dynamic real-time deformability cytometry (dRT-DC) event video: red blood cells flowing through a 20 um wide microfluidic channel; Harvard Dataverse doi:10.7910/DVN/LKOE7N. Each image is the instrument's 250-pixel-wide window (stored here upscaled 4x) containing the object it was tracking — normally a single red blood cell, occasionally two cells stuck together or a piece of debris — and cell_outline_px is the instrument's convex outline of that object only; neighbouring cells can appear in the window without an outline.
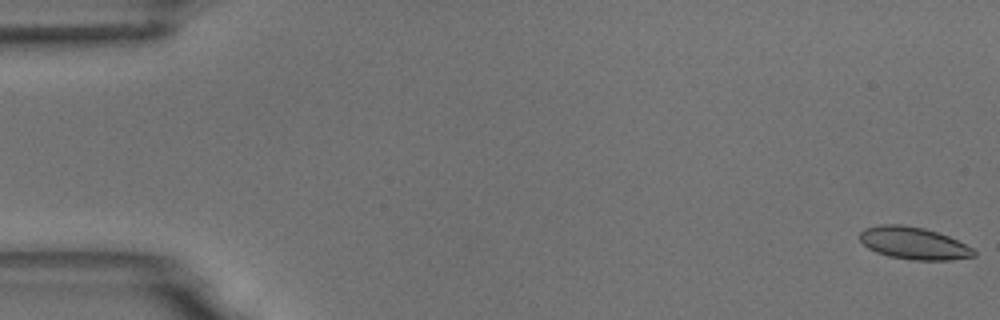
{"species": "common noctule bat (a hibernating species)", "species_latin": "Nyctalus noctula", "temperature_condition": "room temperature", "stored_images_in_passage": 5, "camera_frame_rate_fps": 3000, "um_per_image_px": 0.085, "animal": {"sex": "male", "body_mass_g": 18.8}, "frame": {"image": 1, "passage_image": 1, "time_ms": 0.0, "image_size_px": [1000, 320], "cell_outline_px": [[976, 256], [952, 260], [916, 260], [888, 256], [876, 252], [868, 248], [860, 240], [860, 232], [864, 228], [880, 224], [900, 224], [924, 228], [948, 236], [972, 248], [976, 252]], "centroid_in_image_um": [77.65, 20.67], "position_along_channel_um": 7.4, "area_um2": 21.39}}
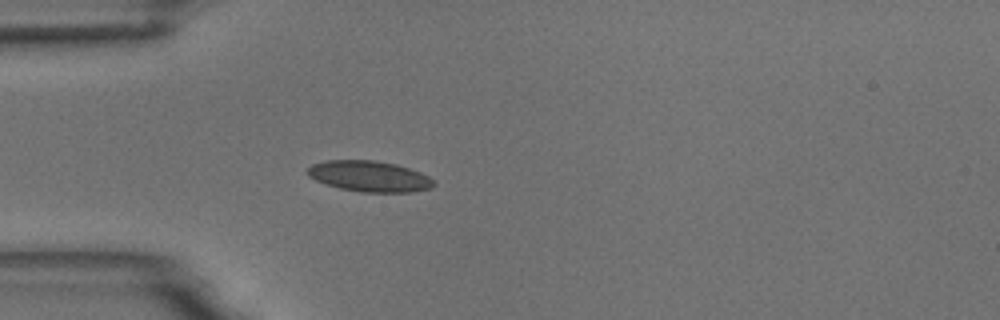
{"frame": {"image": 2, "passage_image": 5, "time_ms": 5.0, "image_size_px": [1000, 320], "cell_outline_px": [[436, 184], [432, 188], [412, 192], [360, 192], [340, 188], [316, 180], [308, 176], [308, 168], [312, 164], [324, 160], [372, 160], [396, 164], [420, 172], [436, 180]], "centroid_in_image_um": [31.44, 14.98], "position_along_channel_um": 53.6, "area_um2": 22.72}}